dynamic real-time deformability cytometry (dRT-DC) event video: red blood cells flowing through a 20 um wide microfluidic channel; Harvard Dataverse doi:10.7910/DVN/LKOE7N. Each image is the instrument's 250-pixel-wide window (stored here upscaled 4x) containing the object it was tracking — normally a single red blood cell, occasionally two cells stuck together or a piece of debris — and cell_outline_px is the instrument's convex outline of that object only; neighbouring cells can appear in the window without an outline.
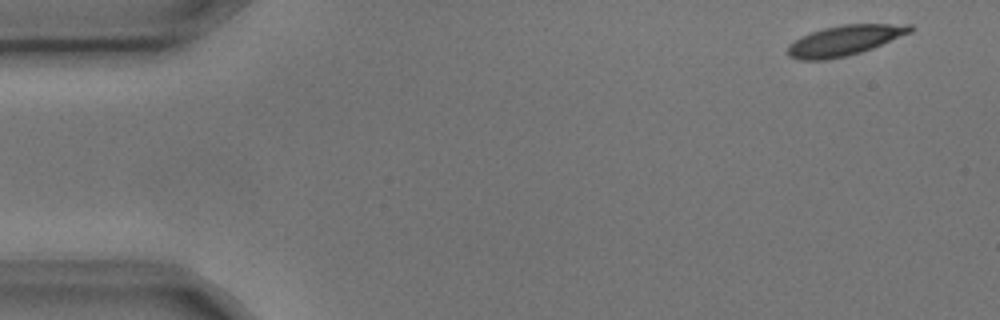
{"species": "common noctule bat (a hibernating species)", "species_latin": "Nyctalus noctula", "temperature_condition": "cold", "stored_images_in_passage": 5, "camera_frame_rate_fps": 3000, "um_per_image_px": 0.085, "animal": {"sex": "male", "body_mass_g": 17.9, "forearm_length_mm": 54.2}, "frame": {"image": 1, "passage_image": 1, "time_ms": 0.0, "image_size_px": [1000, 320], "cell_outline_px": [[912, 32], [872, 48], [860, 52], [844, 56], [824, 60], [796, 60], [788, 56], [788, 44], [800, 36], [824, 28], [840, 24], [912, 24]], "centroid_in_image_um": [71.75, 3.43], "position_along_channel_um": 13.2, "area_um2": 21.5}}
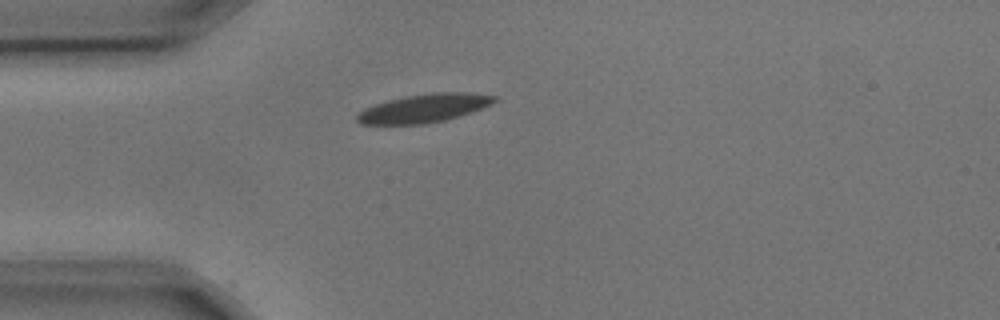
{"frame": {"image": 2, "passage_image": 4, "time_ms": 1.0, "image_size_px": [1000, 320], "cell_outline_px": [[496, 100], [480, 108], [444, 120], [424, 124], [360, 124], [356, 120], [356, 116], [364, 108], [388, 100], [404, 96], [432, 92], [468, 92], [496, 96]], "centroid_in_image_um": [35.98, 9.19], "position_along_channel_um": 49.0, "area_um2": 22.37}}